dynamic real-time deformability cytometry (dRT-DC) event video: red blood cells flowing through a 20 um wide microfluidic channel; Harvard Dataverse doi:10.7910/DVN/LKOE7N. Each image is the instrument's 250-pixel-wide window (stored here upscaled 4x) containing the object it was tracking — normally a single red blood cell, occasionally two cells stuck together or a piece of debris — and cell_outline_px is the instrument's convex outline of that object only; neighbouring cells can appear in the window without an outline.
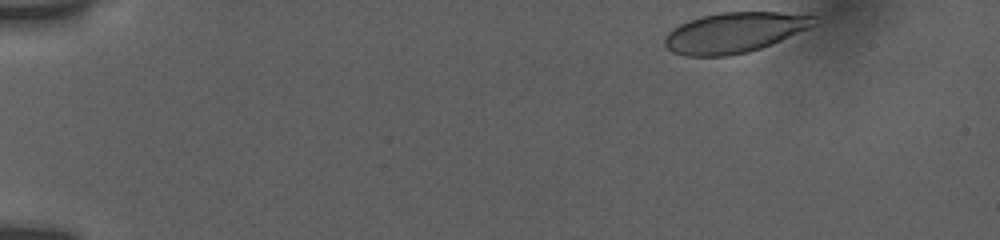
{"species": "human", "species_latin": "Homo sapiens", "temperature_condition": "room temperature", "stored_images_in_passage": 48, "camera_frame_rate_fps": 3000, "um_per_image_px": 0.085, "donor": {"sex": "female"}, "frame": {"image": 1, "passage_image": 1, "time_ms": 0.0, "image_size_px": [1000, 240], "cell_outline_px": [[816, 24], [808, 28], [772, 44], [748, 52], [728, 56], [684, 56], [672, 52], [664, 44], [664, 36], [672, 28], [688, 20], [700, 16], [720, 12], [780, 12], [816, 16]], "centroid_in_image_um": [62.38, 2.76], "position_along_channel_um": 22.6, "area_um2": 35.2}}
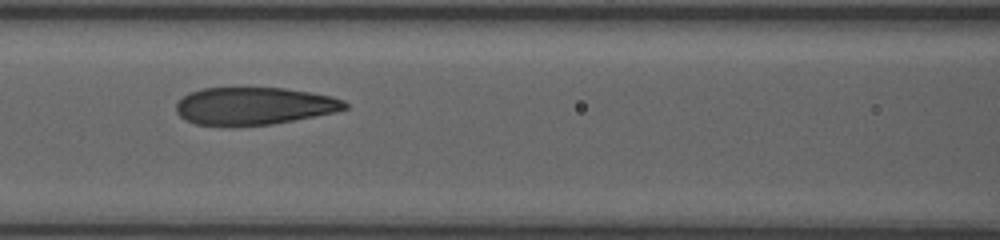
{"frame": {"image": 2, "passage_image": 26, "time_ms": 6.333, "image_size_px": [1000, 240], "cell_outline_px": [[348, 108], [332, 112], [272, 124], [196, 124], [180, 116], [176, 112], [176, 104], [188, 92], [204, 88], [284, 88], [332, 96], [344, 100], [348, 104]], "centroid_in_image_um": [21.59, 8.98], "position_along_channel_um": 145.0, "area_um2": 36.01}}
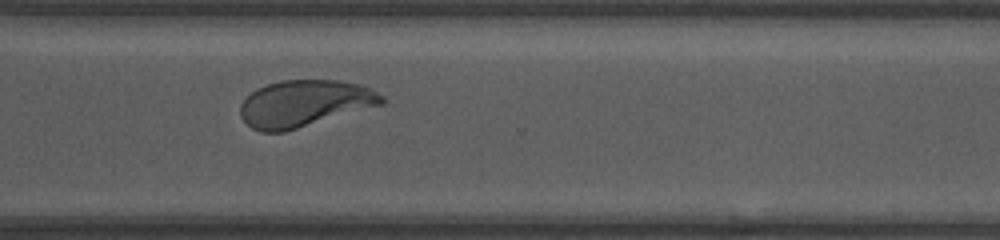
{"frame": {"image": 3, "passage_image": 47, "time_ms": 11.667, "image_size_px": [1000, 240], "cell_outline_px": [[384, 104], [284, 132], [260, 132], [252, 128], [240, 116], [240, 104], [256, 88], [280, 80], [340, 80], [372, 88], [384, 96]], "centroid_in_image_um": [25.89, 8.79], "position_along_channel_um": 344.7, "area_um2": 38.49}}